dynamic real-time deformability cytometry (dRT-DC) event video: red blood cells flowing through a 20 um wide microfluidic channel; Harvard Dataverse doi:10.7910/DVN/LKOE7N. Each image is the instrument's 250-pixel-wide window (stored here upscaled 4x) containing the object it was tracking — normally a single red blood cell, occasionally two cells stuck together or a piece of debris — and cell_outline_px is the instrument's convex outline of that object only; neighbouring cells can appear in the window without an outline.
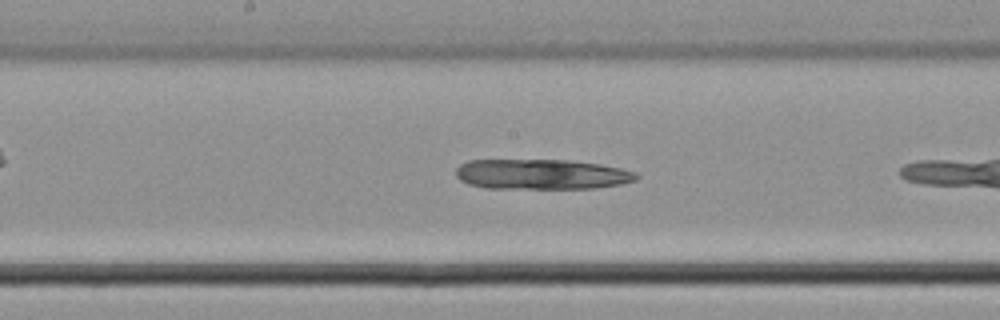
{"species": "common noctule bat (a hibernating species)", "species_latin": "Nyctalus noctula", "temperature_condition": "cold", "stored_images_in_passage": 8, "camera_frame_rate_fps": 3000, "um_per_image_px": 0.085, "animal": {"sex": "male", "body_mass_g": 21.5, "forearm_length_mm": 52.0}, "frame": {"image": 1, "passage_image": 7, "time_ms": 2.0, "image_size_px": [1000, 320], "cell_outline_px": [[640, 176], [636, 180], [620, 184], [596, 188], [488, 188], [468, 184], [460, 180], [456, 176], [456, 168], [460, 164], [468, 160], [568, 160], [600, 164], [620, 168], [636, 172]], "centroid_in_image_um": [46.03, 14.81], "position_along_channel_um": 202.2, "area_um2": 31.79}}